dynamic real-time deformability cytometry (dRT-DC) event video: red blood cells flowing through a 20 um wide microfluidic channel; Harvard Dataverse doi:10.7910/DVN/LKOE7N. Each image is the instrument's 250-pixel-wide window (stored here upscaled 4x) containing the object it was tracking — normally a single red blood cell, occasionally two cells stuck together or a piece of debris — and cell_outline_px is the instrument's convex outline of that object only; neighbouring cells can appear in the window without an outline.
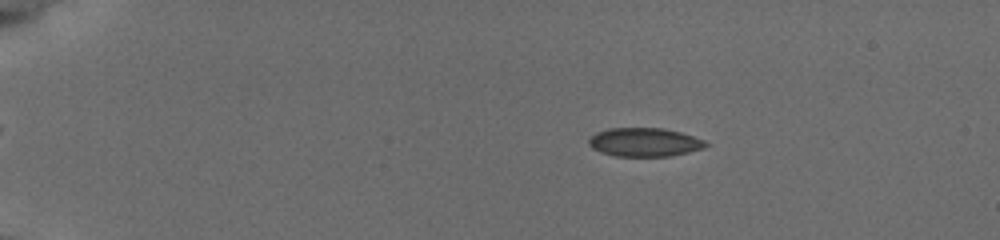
{"species": "common noctule bat (a hibernating species)", "species_latin": "Nyctalus noctula", "temperature_condition": "cold", "stored_images_in_passage": 54, "camera_frame_rate_fps": 3000, "um_per_image_px": 0.085, "animal": {"sex": "female", "body_mass_g": 19.5, "forearm_length_mm": 54.1}, "frame": {"image": 1, "passage_image": 10, "time_ms": 3.0, "image_size_px": [1000, 240], "cell_outline_px": [[712, 144], [704, 148], [688, 152], [668, 156], [616, 156], [600, 152], [592, 148], [588, 144], [588, 140], [596, 132], [608, 128], [664, 128], [680, 132], [704, 140]], "centroid_in_image_um": [54.79, 12.08], "position_along_channel_um": 30.2, "area_um2": 19.59}}
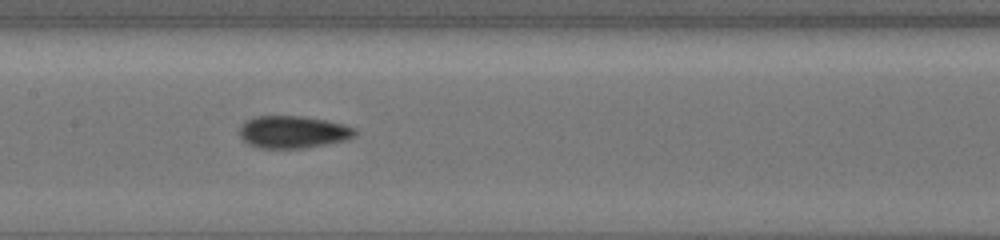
{"frame": {"image": 2, "passage_image": 29, "time_ms": 9.333, "image_size_px": [1000, 240], "cell_outline_px": [[356, 136], [348, 140], [328, 144], [304, 148], [260, 148], [248, 144], [240, 136], [240, 128], [248, 120], [256, 116], [304, 116], [344, 124], [356, 128]], "centroid_in_image_um": [24.96, 11.23], "position_along_channel_um": 182.4, "area_um2": 21.79}}
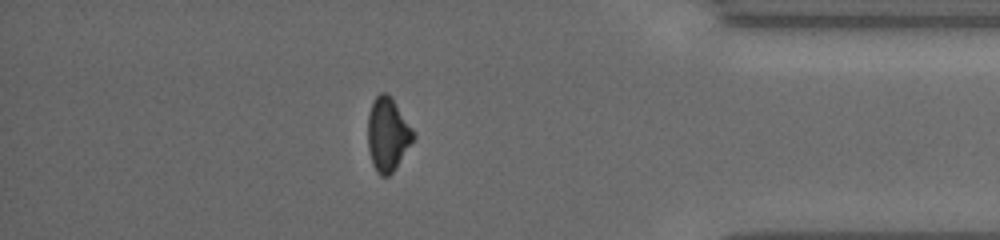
{"frame": {"image": 3, "passage_image": 48, "time_ms": 15.667, "image_size_px": [1000, 240], "cell_outline_px": [[416, 136], [396, 168], [388, 176], [380, 176], [376, 172], [372, 164], [368, 148], [368, 116], [372, 100], [380, 92], [384, 92], [392, 100], [416, 132]], "centroid_in_image_um": [32.95, 11.45], "position_along_channel_um": 402.2, "area_um2": 19.48}, "authors_computed_cell_mechanics": {"area_um2": 20.0566, "velocity_mm_per_s": 3.8371, "shape_relaxation_time_tau1_ms": 5.5904, "shape_relaxation_time_tau2_ms": 4.4687, "deformation_change_tau1": 0.1032, "deformation_change_tau2": 0.0755}}